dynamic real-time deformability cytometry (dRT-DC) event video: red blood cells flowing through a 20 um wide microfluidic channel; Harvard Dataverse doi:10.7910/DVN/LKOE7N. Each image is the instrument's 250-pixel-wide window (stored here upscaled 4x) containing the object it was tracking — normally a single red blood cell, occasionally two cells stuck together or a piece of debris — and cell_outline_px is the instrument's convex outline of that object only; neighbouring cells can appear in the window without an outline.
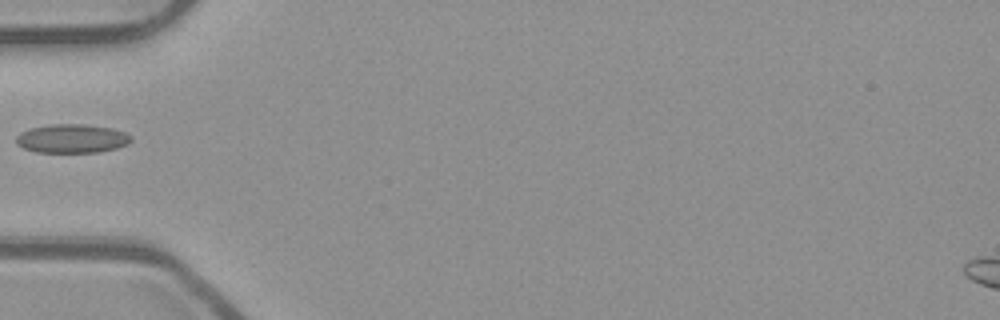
{"species": "common noctule bat (a hibernating species)", "species_latin": "Nyctalus noctula", "temperature_condition": "room temperature", "stored_images_in_passage": 17, "camera_frame_rate_fps": 3000, "um_per_image_px": 0.085, "animal": {"sex": "male", "body_mass_g": 23.1, "forearm_length_mm": 52.7}, "frame": {"image": 1, "passage_image": 1, "time_ms": 0.0, "image_size_px": [1000, 320], "cell_outline_px": [[132, 140], [128, 144], [116, 148], [96, 152], [36, 152], [24, 148], [16, 144], [16, 136], [20, 132], [32, 128], [48, 124], [84, 124], [112, 128], [124, 132], [132, 136]], "centroid_in_image_um": [6.11, 11.77], "position_along_channel_um": 78.9, "area_um2": 19.31}}